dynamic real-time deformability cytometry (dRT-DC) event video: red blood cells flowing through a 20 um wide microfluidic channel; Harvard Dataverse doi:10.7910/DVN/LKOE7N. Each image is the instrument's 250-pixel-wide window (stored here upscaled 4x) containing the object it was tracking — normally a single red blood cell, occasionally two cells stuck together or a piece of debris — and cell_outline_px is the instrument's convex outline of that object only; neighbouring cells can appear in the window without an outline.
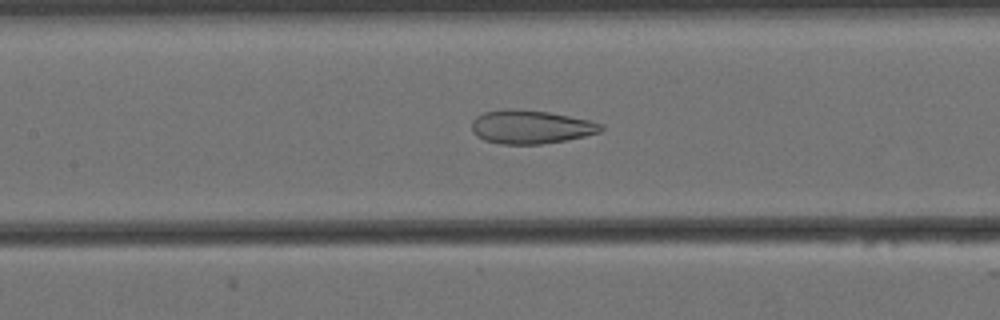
{"species": "Egyptian fruit bat (a non-hibernating species)", "species_latin": "Rousettus aegyptiacus", "temperature_condition": "cold", "stored_images_in_passage": 57, "camera_frame_rate_fps": 3000, "um_per_image_px": 0.085, "animal": {"sex": "female"}, "frame": {"image": 1, "passage_image": 25, "time_ms": 8.0, "image_size_px": [1000, 320], "cell_outline_px": [[604, 128], [600, 132], [584, 136], [564, 140], [540, 144], [504, 144], [484, 140], [476, 136], [472, 132], [472, 120], [476, 116], [484, 112], [508, 108], [516, 108], [548, 112], [588, 120], [604, 124]], "centroid_in_image_um": [45.09, 10.78], "position_along_channel_um": 162.3, "area_um2": 25.26}}
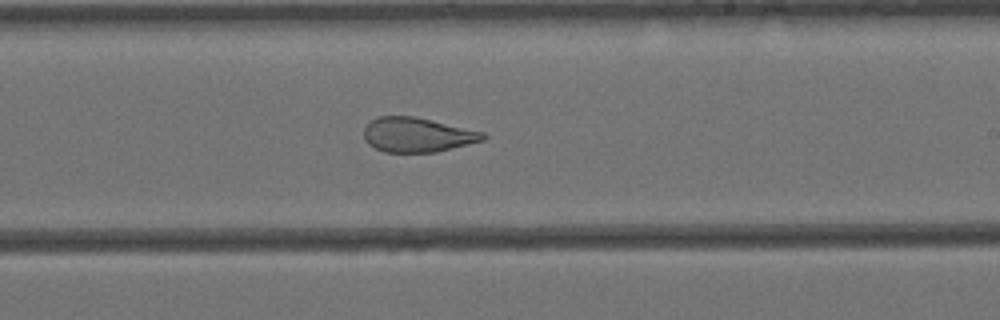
{"frame": {"image": 2, "passage_image": 33, "time_ms": 10.667, "image_size_px": [1000, 320], "cell_outline_px": [[488, 136], [484, 140], [436, 152], [384, 152], [368, 144], [364, 140], [364, 128], [376, 116], [412, 116], [484, 132]], "centroid_in_image_um": [35.45, 11.46], "position_along_channel_um": 253.5, "area_um2": 23.81}}
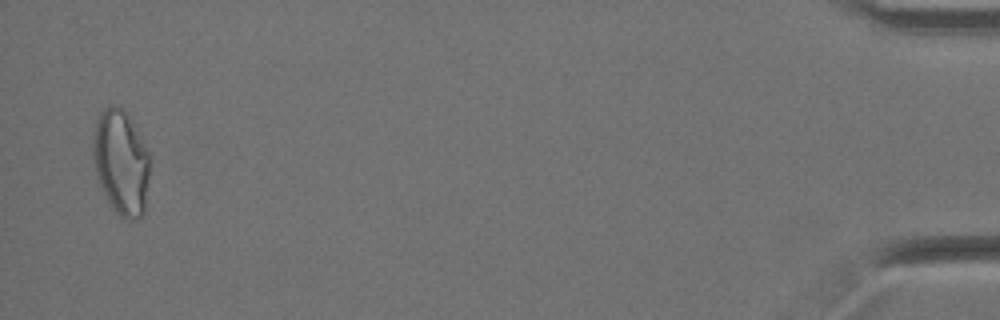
{"frame": {"image": 3, "passage_image": 56, "time_ms": 18.333, "image_size_px": [1000, 320], "cell_outline_px": [[148, 176], [144, 212], [140, 216], [124, 220], [116, 212], [108, 200], [100, 184], [96, 172], [92, 156], [92, 144], [96, 120], [100, 112], [104, 108], [112, 104], [116, 104], [124, 112], [148, 152]], "centroid_in_image_um": [10.24, 13.8], "position_along_channel_um": 425.0, "area_um2": 33.76}, "authors_computed_cell_mechanics": {"area_um2": 28.8422, "velocity_mm_per_s": 3.4395, "shape_relaxation_time_tau1_ms": null, "shape_relaxation_time_tau2_ms": 1.9797, "deformation_change_tau1": null, "deformation_change_tau2": 0.1063}}